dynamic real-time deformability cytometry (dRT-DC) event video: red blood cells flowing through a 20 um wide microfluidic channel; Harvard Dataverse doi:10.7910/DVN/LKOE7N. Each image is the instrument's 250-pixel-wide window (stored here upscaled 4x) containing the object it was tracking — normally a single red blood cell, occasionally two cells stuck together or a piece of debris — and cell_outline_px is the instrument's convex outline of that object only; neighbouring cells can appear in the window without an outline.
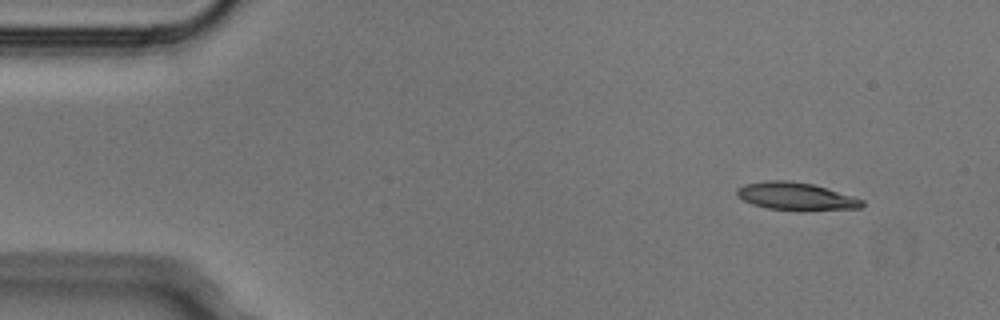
{"species": "Egyptian fruit bat (a non-hibernating species)", "species_latin": "Rousettus aegyptiacus", "temperature_condition": "cold", "stored_images_in_passage": 6, "camera_frame_rate_fps": 3000, "um_per_image_px": 0.085, "animal": {"sex": "male"}, "frame": {"image": 1, "passage_image": 1, "time_ms": 0.0, "image_size_px": [1000, 320], "cell_outline_px": [[864, 204], [860, 208], [768, 208], [752, 204], [736, 196], [736, 188], [744, 184], [764, 180], [788, 180], [812, 184], [852, 196], [864, 200]], "centroid_in_image_um": [67.55, 16.63], "position_along_channel_um": 17.4, "area_um2": 19.25}}
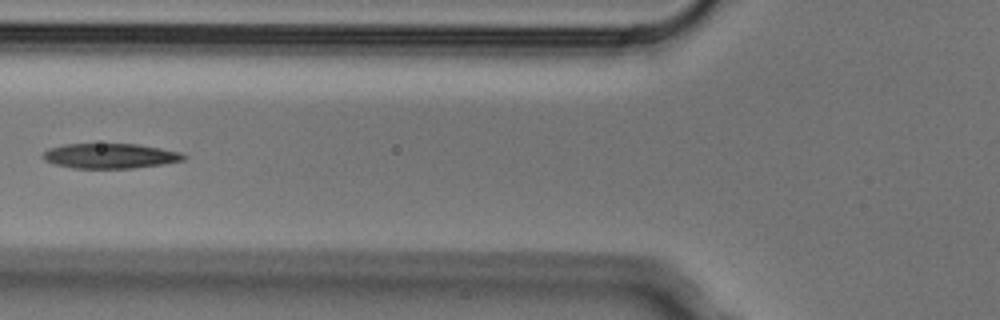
{"frame": {"image": 2, "passage_image": 5, "time_ms": 1.333, "image_size_px": [1000, 320], "cell_outline_px": [[188, 156], [184, 160], [160, 164], [132, 168], [72, 168], [56, 164], [44, 160], [40, 156], [48, 148], [64, 144], [136, 144], [160, 148], [180, 152]], "centroid_in_image_um": [9.33, 13.25], "position_along_channel_um": 116.5, "area_um2": 20.4}}
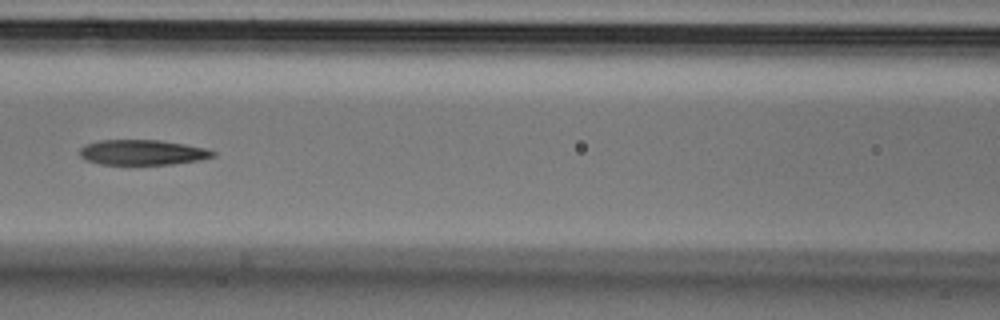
{"frame": {"image": 3, "passage_image": 6, "time_ms": 1.667, "image_size_px": [1000, 320], "cell_outline_px": [[216, 156], [200, 160], [172, 164], [100, 164], [84, 160], [80, 156], [80, 148], [84, 144], [100, 140], [160, 140], [184, 144], [204, 148], [216, 152]], "centroid_in_image_um": [12.09, 12.95], "position_along_channel_um": 154.5, "area_um2": 19.59}}